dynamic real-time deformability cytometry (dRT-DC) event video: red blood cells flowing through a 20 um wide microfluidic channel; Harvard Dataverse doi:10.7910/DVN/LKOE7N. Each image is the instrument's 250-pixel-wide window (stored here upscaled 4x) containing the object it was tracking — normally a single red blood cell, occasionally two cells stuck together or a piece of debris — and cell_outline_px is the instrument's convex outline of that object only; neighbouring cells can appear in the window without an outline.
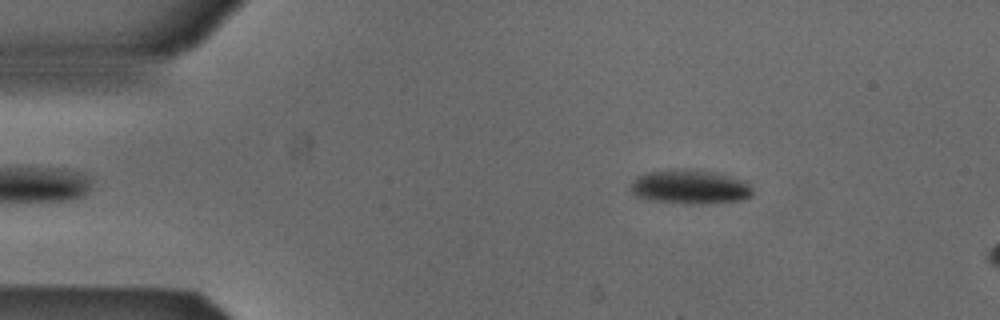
{"species": "Egyptian fruit bat (a non-hibernating species)", "species_latin": "Rousettus aegyptiacus", "temperature_condition": "cold", "stored_images_in_passage": 10, "camera_frame_rate_fps": 3000, "um_per_image_px": 0.085, "animal": {"sex": "male"}, "frame": {"image": 1, "passage_image": 4, "time_ms": 1.0, "image_size_px": [1000, 320], "cell_outline_px": [[752, 196], [740, 200], [692, 204], [652, 200], [636, 196], [628, 188], [632, 180], [636, 176], [648, 172], [688, 168], [712, 172], [748, 180], [752, 188]], "centroid_in_image_um": [58.64, 15.87], "position_along_channel_um": 26.4, "area_um2": 24.33}}